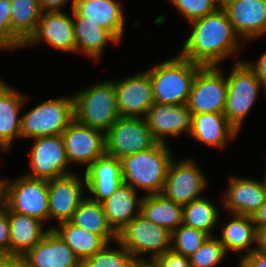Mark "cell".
I'll use <instances>...</instances> for the list:
<instances>
[{
    "instance_id": "1",
    "label": "cell",
    "mask_w": 266,
    "mask_h": 267,
    "mask_svg": "<svg viewBox=\"0 0 266 267\" xmlns=\"http://www.w3.org/2000/svg\"><path fill=\"white\" fill-rule=\"evenodd\" d=\"M191 24L193 30L180 53L183 58L201 66H217L238 51V35L222 7Z\"/></svg>"
},
{
    "instance_id": "2",
    "label": "cell",
    "mask_w": 266,
    "mask_h": 267,
    "mask_svg": "<svg viewBox=\"0 0 266 267\" xmlns=\"http://www.w3.org/2000/svg\"><path fill=\"white\" fill-rule=\"evenodd\" d=\"M165 143L121 158L123 183L141 188L149 194L161 193L172 156Z\"/></svg>"
},
{
    "instance_id": "3",
    "label": "cell",
    "mask_w": 266,
    "mask_h": 267,
    "mask_svg": "<svg viewBox=\"0 0 266 267\" xmlns=\"http://www.w3.org/2000/svg\"><path fill=\"white\" fill-rule=\"evenodd\" d=\"M201 67L179 55L147 70L152 81L154 102L186 105L194 78Z\"/></svg>"
},
{
    "instance_id": "4",
    "label": "cell",
    "mask_w": 266,
    "mask_h": 267,
    "mask_svg": "<svg viewBox=\"0 0 266 267\" xmlns=\"http://www.w3.org/2000/svg\"><path fill=\"white\" fill-rule=\"evenodd\" d=\"M74 118L87 127L106 133L120 117L112 81L91 86L73 95Z\"/></svg>"
},
{
    "instance_id": "5",
    "label": "cell",
    "mask_w": 266,
    "mask_h": 267,
    "mask_svg": "<svg viewBox=\"0 0 266 267\" xmlns=\"http://www.w3.org/2000/svg\"><path fill=\"white\" fill-rule=\"evenodd\" d=\"M20 137L61 135L74 119V99H49L21 116Z\"/></svg>"
},
{
    "instance_id": "6",
    "label": "cell",
    "mask_w": 266,
    "mask_h": 267,
    "mask_svg": "<svg viewBox=\"0 0 266 267\" xmlns=\"http://www.w3.org/2000/svg\"><path fill=\"white\" fill-rule=\"evenodd\" d=\"M158 141L141 117H119L105 133L106 155L121 159L148 150Z\"/></svg>"
},
{
    "instance_id": "7",
    "label": "cell",
    "mask_w": 266,
    "mask_h": 267,
    "mask_svg": "<svg viewBox=\"0 0 266 267\" xmlns=\"http://www.w3.org/2000/svg\"><path fill=\"white\" fill-rule=\"evenodd\" d=\"M263 86L247 63L238 61L227 77V99L224 110L229 123L239 131L243 118L249 112Z\"/></svg>"
},
{
    "instance_id": "8",
    "label": "cell",
    "mask_w": 266,
    "mask_h": 267,
    "mask_svg": "<svg viewBox=\"0 0 266 267\" xmlns=\"http://www.w3.org/2000/svg\"><path fill=\"white\" fill-rule=\"evenodd\" d=\"M5 205L12 211L40 220L49 219L48 180L22 176L14 182L3 181Z\"/></svg>"
},
{
    "instance_id": "9",
    "label": "cell",
    "mask_w": 266,
    "mask_h": 267,
    "mask_svg": "<svg viewBox=\"0 0 266 267\" xmlns=\"http://www.w3.org/2000/svg\"><path fill=\"white\" fill-rule=\"evenodd\" d=\"M172 233L148 220L141 213L129 222L118 234L117 242L126 248L134 258L138 254L154 252L152 257L163 255L171 249ZM170 245V246H168Z\"/></svg>"
},
{
    "instance_id": "10",
    "label": "cell",
    "mask_w": 266,
    "mask_h": 267,
    "mask_svg": "<svg viewBox=\"0 0 266 267\" xmlns=\"http://www.w3.org/2000/svg\"><path fill=\"white\" fill-rule=\"evenodd\" d=\"M217 67L202 66L197 71L186 104L191 114L224 113L227 78Z\"/></svg>"
},
{
    "instance_id": "11",
    "label": "cell",
    "mask_w": 266,
    "mask_h": 267,
    "mask_svg": "<svg viewBox=\"0 0 266 267\" xmlns=\"http://www.w3.org/2000/svg\"><path fill=\"white\" fill-rule=\"evenodd\" d=\"M67 159L88 164L106 154L105 133L79 123L75 118L61 134Z\"/></svg>"
},
{
    "instance_id": "12",
    "label": "cell",
    "mask_w": 266,
    "mask_h": 267,
    "mask_svg": "<svg viewBox=\"0 0 266 267\" xmlns=\"http://www.w3.org/2000/svg\"><path fill=\"white\" fill-rule=\"evenodd\" d=\"M34 139L30 163L32 172L27 173L26 176L50 180L69 175L70 172L65 170L69 161L62 136H45Z\"/></svg>"
},
{
    "instance_id": "13",
    "label": "cell",
    "mask_w": 266,
    "mask_h": 267,
    "mask_svg": "<svg viewBox=\"0 0 266 267\" xmlns=\"http://www.w3.org/2000/svg\"><path fill=\"white\" fill-rule=\"evenodd\" d=\"M206 181L196 162L190 160L175 164L172 160L161 194L184 206L202 198L199 197V193L205 188Z\"/></svg>"
},
{
    "instance_id": "14",
    "label": "cell",
    "mask_w": 266,
    "mask_h": 267,
    "mask_svg": "<svg viewBox=\"0 0 266 267\" xmlns=\"http://www.w3.org/2000/svg\"><path fill=\"white\" fill-rule=\"evenodd\" d=\"M113 83L119 115L121 117H140V114L146 116L154 103L149 73L146 71Z\"/></svg>"
},
{
    "instance_id": "15",
    "label": "cell",
    "mask_w": 266,
    "mask_h": 267,
    "mask_svg": "<svg viewBox=\"0 0 266 267\" xmlns=\"http://www.w3.org/2000/svg\"><path fill=\"white\" fill-rule=\"evenodd\" d=\"M220 1L233 24L237 38L248 40L266 33V0Z\"/></svg>"
},
{
    "instance_id": "16",
    "label": "cell",
    "mask_w": 266,
    "mask_h": 267,
    "mask_svg": "<svg viewBox=\"0 0 266 267\" xmlns=\"http://www.w3.org/2000/svg\"><path fill=\"white\" fill-rule=\"evenodd\" d=\"M23 257L29 267H82V262L78 256L50 228L44 237Z\"/></svg>"
},
{
    "instance_id": "17",
    "label": "cell",
    "mask_w": 266,
    "mask_h": 267,
    "mask_svg": "<svg viewBox=\"0 0 266 267\" xmlns=\"http://www.w3.org/2000/svg\"><path fill=\"white\" fill-rule=\"evenodd\" d=\"M145 119L148 128L159 143H165L168 135L178 136L191 131L192 114L187 105L153 103Z\"/></svg>"
},
{
    "instance_id": "18",
    "label": "cell",
    "mask_w": 266,
    "mask_h": 267,
    "mask_svg": "<svg viewBox=\"0 0 266 267\" xmlns=\"http://www.w3.org/2000/svg\"><path fill=\"white\" fill-rule=\"evenodd\" d=\"M38 21L34 34L24 44L46 41L61 51H76L73 20L62 11L46 12Z\"/></svg>"
},
{
    "instance_id": "19",
    "label": "cell",
    "mask_w": 266,
    "mask_h": 267,
    "mask_svg": "<svg viewBox=\"0 0 266 267\" xmlns=\"http://www.w3.org/2000/svg\"><path fill=\"white\" fill-rule=\"evenodd\" d=\"M82 181L75 174L48 180L49 219L70 221L82 197Z\"/></svg>"
},
{
    "instance_id": "20",
    "label": "cell",
    "mask_w": 266,
    "mask_h": 267,
    "mask_svg": "<svg viewBox=\"0 0 266 267\" xmlns=\"http://www.w3.org/2000/svg\"><path fill=\"white\" fill-rule=\"evenodd\" d=\"M85 186L99 203L109 198L123 184L120 159L103 155L91 163L85 170Z\"/></svg>"
},
{
    "instance_id": "21",
    "label": "cell",
    "mask_w": 266,
    "mask_h": 267,
    "mask_svg": "<svg viewBox=\"0 0 266 267\" xmlns=\"http://www.w3.org/2000/svg\"><path fill=\"white\" fill-rule=\"evenodd\" d=\"M225 207L232 214L253 216L266 200V185L246 178L231 177Z\"/></svg>"
},
{
    "instance_id": "22",
    "label": "cell",
    "mask_w": 266,
    "mask_h": 267,
    "mask_svg": "<svg viewBox=\"0 0 266 267\" xmlns=\"http://www.w3.org/2000/svg\"><path fill=\"white\" fill-rule=\"evenodd\" d=\"M115 0H73L72 10L85 21L107 29L118 41L123 33V10Z\"/></svg>"
},
{
    "instance_id": "23",
    "label": "cell",
    "mask_w": 266,
    "mask_h": 267,
    "mask_svg": "<svg viewBox=\"0 0 266 267\" xmlns=\"http://www.w3.org/2000/svg\"><path fill=\"white\" fill-rule=\"evenodd\" d=\"M237 132L224 113L192 114L190 134L203 144L222 148L226 139L235 137Z\"/></svg>"
},
{
    "instance_id": "24",
    "label": "cell",
    "mask_w": 266,
    "mask_h": 267,
    "mask_svg": "<svg viewBox=\"0 0 266 267\" xmlns=\"http://www.w3.org/2000/svg\"><path fill=\"white\" fill-rule=\"evenodd\" d=\"M7 215L10 224V254L23 256L32 249L47 233L42 230L40 220L12 212L7 207Z\"/></svg>"
},
{
    "instance_id": "25",
    "label": "cell",
    "mask_w": 266,
    "mask_h": 267,
    "mask_svg": "<svg viewBox=\"0 0 266 267\" xmlns=\"http://www.w3.org/2000/svg\"><path fill=\"white\" fill-rule=\"evenodd\" d=\"M136 199V189L123 183L109 198L101 202L107 221L117 234L140 213L141 200ZM136 205L138 213L132 216Z\"/></svg>"
},
{
    "instance_id": "26",
    "label": "cell",
    "mask_w": 266,
    "mask_h": 267,
    "mask_svg": "<svg viewBox=\"0 0 266 267\" xmlns=\"http://www.w3.org/2000/svg\"><path fill=\"white\" fill-rule=\"evenodd\" d=\"M27 98L0 81V144L8 149L11 141L20 136L21 106Z\"/></svg>"
},
{
    "instance_id": "27",
    "label": "cell",
    "mask_w": 266,
    "mask_h": 267,
    "mask_svg": "<svg viewBox=\"0 0 266 267\" xmlns=\"http://www.w3.org/2000/svg\"><path fill=\"white\" fill-rule=\"evenodd\" d=\"M42 13L38 0L11 2L12 50L23 46L34 34Z\"/></svg>"
},
{
    "instance_id": "28",
    "label": "cell",
    "mask_w": 266,
    "mask_h": 267,
    "mask_svg": "<svg viewBox=\"0 0 266 267\" xmlns=\"http://www.w3.org/2000/svg\"><path fill=\"white\" fill-rule=\"evenodd\" d=\"M140 213L156 225L171 233L183 222V206L163 194H148L141 199Z\"/></svg>"
},
{
    "instance_id": "29",
    "label": "cell",
    "mask_w": 266,
    "mask_h": 267,
    "mask_svg": "<svg viewBox=\"0 0 266 267\" xmlns=\"http://www.w3.org/2000/svg\"><path fill=\"white\" fill-rule=\"evenodd\" d=\"M76 51L98 59L108 41L119 42L107 29L92 21H85L73 10Z\"/></svg>"
},
{
    "instance_id": "30",
    "label": "cell",
    "mask_w": 266,
    "mask_h": 267,
    "mask_svg": "<svg viewBox=\"0 0 266 267\" xmlns=\"http://www.w3.org/2000/svg\"><path fill=\"white\" fill-rule=\"evenodd\" d=\"M59 224V229L54 227L51 229L72 249L81 262L109 244L102 236L87 232L71 221H64Z\"/></svg>"
},
{
    "instance_id": "31",
    "label": "cell",
    "mask_w": 266,
    "mask_h": 267,
    "mask_svg": "<svg viewBox=\"0 0 266 267\" xmlns=\"http://www.w3.org/2000/svg\"><path fill=\"white\" fill-rule=\"evenodd\" d=\"M70 221L87 232L102 236L108 243L112 239L117 241V233L109 225L102 204L90 198L81 201Z\"/></svg>"
},
{
    "instance_id": "32",
    "label": "cell",
    "mask_w": 266,
    "mask_h": 267,
    "mask_svg": "<svg viewBox=\"0 0 266 267\" xmlns=\"http://www.w3.org/2000/svg\"><path fill=\"white\" fill-rule=\"evenodd\" d=\"M234 220L229 222L222 230V237L219 239L227 250L242 251L247 250V254H251L257 248L248 247L252 242L258 244V230L252 224L254 223L252 216L233 214Z\"/></svg>"
},
{
    "instance_id": "33",
    "label": "cell",
    "mask_w": 266,
    "mask_h": 267,
    "mask_svg": "<svg viewBox=\"0 0 266 267\" xmlns=\"http://www.w3.org/2000/svg\"><path fill=\"white\" fill-rule=\"evenodd\" d=\"M218 220V211L212 202L200 198L183 206V222L188 227L203 231L211 236V231Z\"/></svg>"
},
{
    "instance_id": "34",
    "label": "cell",
    "mask_w": 266,
    "mask_h": 267,
    "mask_svg": "<svg viewBox=\"0 0 266 267\" xmlns=\"http://www.w3.org/2000/svg\"><path fill=\"white\" fill-rule=\"evenodd\" d=\"M209 238V235L203 231L181 224L172 232L171 249L181 255L190 257L200 246Z\"/></svg>"
},
{
    "instance_id": "35",
    "label": "cell",
    "mask_w": 266,
    "mask_h": 267,
    "mask_svg": "<svg viewBox=\"0 0 266 267\" xmlns=\"http://www.w3.org/2000/svg\"><path fill=\"white\" fill-rule=\"evenodd\" d=\"M120 250L108 249L107 245L82 262V267H131L134 257L119 242Z\"/></svg>"
},
{
    "instance_id": "36",
    "label": "cell",
    "mask_w": 266,
    "mask_h": 267,
    "mask_svg": "<svg viewBox=\"0 0 266 267\" xmlns=\"http://www.w3.org/2000/svg\"><path fill=\"white\" fill-rule=\"evenodd\" d=\"M226 254L219 239L209 236L200 248L189 257L191 267H214Z\"/></svg>"
},
{
    "instance_id": "37",
    "label": "cell",
    "mask_w": 266,
    "mask_h": 267,
    "mask_svg": "<svg viewBox=\"0 0 266 267\" xmlns=\"http://www.w3.org/2000/svg\"><path fill=\"white\" fill-rule=\"evenodd\" d=\"M189 22L217 11L220 0H170Z\"/></svg>"
},
{
    "instance_id": "38",
    "label": "cell",
    "mask_w": 266,
    "mask_h": 267,
    "mask_svg": "<svg viewBox=\"0 0 266 267\" xmlns=\"http://www.w3.org/2000/svg\"><path fill=\"white\" fill-rule=\"evenodd\" d=\"M12 49L11 2L0 0V49Z\"/></svg>"
},
{
    "instance_id": "39",
    "label": "cell",
    "mask_w": 266,
    "mask_h": 267,
    "mask_svg": "<svg viewBox=\"0 0 266 267\" xmlns=\"http://www.w3.org/2000/svg\"><path fill=\"white\" fill-rule=\"evenodd\" d=\"M156 258L159 267H191L189 257L176 253L172 249Z\"/></svg>"
},
{
    "instance_id": "40",
    "label": "cell",
    "mask_w": 266,
    "mask_h": 267,
    "mask_svg": "<svg viewBox=\"0 0 266 267\" xmlns=\"http://www.w3.org/2000/svg\"><path fill=\"white\" fill-rule=\"evenodd\" d=\"M0 252L10 254V224L6 205L0 212Z\"/></svg>"
},
{
    "instance_id": "41",
    "label": "cell",
    "mask_w": 266,
    "mask_h": 267,
    "mask_svg": "<svg viewBox=\"0 0 266 267\" xmlns=\"http://www.w3.org/2000/svg\"><path fill=\"white\" fill-rule=\"evenodd\" d=\"M240 267H266V254L256 249L241 258Z\"/></svg>"
},
{
    "instance_id": "42",
    "label": "cell",
    "mask_w": 266,
    "mask_h": 267,
    "mask_svg": "<svg viewBox=\"0 0 266 267\" xmlns=\"http://www.w3.org/2000/svg\"><path fill=\"white\" fill-rule=\"evenodd\" d=\"M247 64L254 71L266 91V52L259 58L255 65H252L251 63Z\"/></svg>"
},
{
    "instance_id": "43",
    "label": "cell",
    "mask_w": 266,
    "mask_h": 267,
    "mask_svg": "<svg viewBox=\"0 0 266 267\" xmlns=\"http://www.w3.org/2000/svg\"><path fill=\"white\" fill-rule=\"evenodd\" d=\"M254 225L257 228V230H261L263 228H266V200L264 203L260 206V208L257 210V212L252 216Z\"/></svg>"
},
{
    "instance_id": "44",
    "label": "cell",
    "mask_w": 266,
    "mask_h": 267,
    "mask_svg": "<svg viewBox=\"0 0 266 267\" xmlns=\"http://www.w3.org/2000/svg\"><path fill=\"white\" fill-rule=\"evenodd\" d=\"M66 1L67 0H38L39 5L43 12L45 10L46 12L61 11L59 7L64 5Z\"/></svg>"
},
{
    "instance_id": "45",
    "label": "cell",
    "mask_w": 266,
    "mask_h": 267,
    "mask_svg": "<svg viewBox=\"0 0 266 267\" xmlns=\"http://www.w3.org/2000/svg\"><path fill=\"white\" fill-rule=\"evenodd\" d=\"M4 267H29L23 256L14 255Z\"/></svg>"
},
{
    "instance_id": "46",
    "label": "cell",
    "mask_w": 266,
    "mask_h": 267,
    "mask_svg": "<svg viewBox=\"0 0 266 267\" xmlns=\"http://www.w3.org/2000/svg\"><path fill=\"white\" fill-rule=\"evenodd\" d=\"M151 259V262L148 263L145 259L142 261L141 259L134 258L131 267H159L158 259L156 257H151Z\"/></svg>"
},
{
    "instance_id": "47",
    "label": "cell",
    "mask_w": 266,
    "mask_h": 267,
    "mask_svg": "<svg viewBox=\"0 0 266 267\" xmlns=\"http://www.w3.org/2000/svg\"><path fill=\"white\" fill-rule=\"evenodd\" d=\"M257 249L266 254V228L258 231V245Z\"/></svg>"
},
{
    "instance_id": "48",
    "label": "cell",
    "mask_w": 266,
    "mask_h": 267,
    "mask_svg": "<svg viewBox=\"0 0 266 267\" xmlns=\"http://www.w3.org/2000/svg\"><path fill=\"white\" fill-rule=\"evenodd\" d=\"M5 205V189L2 180H0V212L3 210Z\"/></svg>"
},
{
    "instance_id": "49",
    "label": "cell",
    "mask_w": 266,
    "mask_h": 267,
    "mask_svg": "<svg viewBox=\"0 0 266 267\" xmlns=\"http://www.w3.org/2000/svg\"><path fill=\"white\" fill-rule=\"evenodd\" d=\"M14 255L9 253L0 252V267H4L5 264L13 257Z\"/></svg>"
},
{
    "instance_id": "50",
    "label": "cell",
    "mask_w": 266,
    "mask_h": 267,
    "mask_svg": "<svg viewBox=\"0 0 266 267\" xmlns=\"http://www.w3.org/2000/svg\"><path fill=\"white\" fill-rule=\"evenodd\" d=\"M0 148H1L2 150H6L1 144H0Z\"/></svg>"
}]
</instances>
